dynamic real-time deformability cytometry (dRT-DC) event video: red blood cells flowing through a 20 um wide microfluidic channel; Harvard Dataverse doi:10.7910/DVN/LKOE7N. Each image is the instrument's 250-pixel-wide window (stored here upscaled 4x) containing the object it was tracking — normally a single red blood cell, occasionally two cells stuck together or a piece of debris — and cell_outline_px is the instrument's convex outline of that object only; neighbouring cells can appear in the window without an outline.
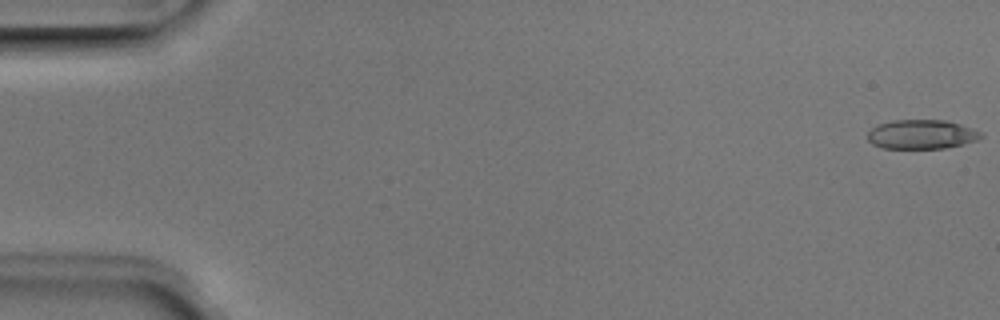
{"species": "Egyptian fruit bat (a non-hibernating species)", "species_latin": "Rousettus aegyptiacus", "temperature_condition": "room temperature", "stored_images_in_passage": 4, "camera_frame_rate_fps": 3000, "um_per_image_px": 0.085, "animal": {"sex": "male"}, "frame": {"image": 1, "passage_image": 1, "time_ms": 0.0, "image_size_px": [1000, 320], "cell_outline_px": [[984, 136], [976, 140], [964, 144], [944, 148], [884, 148], [872, 144], [868, 140], [868, 132], [876, 124], [892, 120], [948, 120], [960, 124], [980, 132]], "centroid_in_image_um": [78.31, 11.41], "position_along_channel_um": 6.7, "area_um2": 19.31}}